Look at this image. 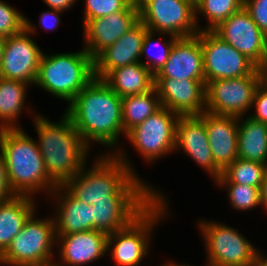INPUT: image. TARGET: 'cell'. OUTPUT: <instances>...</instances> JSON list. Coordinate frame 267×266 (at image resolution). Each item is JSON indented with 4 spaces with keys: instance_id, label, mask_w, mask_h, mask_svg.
Here are the masks:
<instances>
[{
    "instance_id": "5b68a950",
    "label": "cell",
    "mask_w": 267,
    "mask_h": 266,
    "mask_svg": "<svg viewBox=\"0 0 267 266\" xmlns=\"http://www.w3.org/2000/svg\"><path fill=\"white\" fill-rule=\"evenodd\" d=\"M94 78V59L84 48L54 55L43 52L34 85L69 104Z\"/></svg>"
},
{
    "instance_id": "f546056e",
    "label": "cell",
    "mask_w": 267,
    "mask_h": 266,
    "mask_svg": "<svg viewBox=\"0 0 267 266\" xmlns=\"http://www.w3.org/2000/svg\"><path fill=\"white\" fill-rule=\"evenodd\" d=\"M244 0H199L195 5V19L199 31H212L221 22L243 7ZM202 14L208 21V26H199L198 15ZM200 27V28H199Z\"/></svg>"
},
{
    "instance_id": "52a82bcc",
    "label": "cell",
    "mask_w": 267,
    "mask_h": 266,
    "mask_svg": "<svg viewBox=\"0 0 267 266\" xmlns=\"http://www.w3.org/2000/svg\"><path fill=\"white\" fill-rule=\"evenodd\" d=\"M34 212L23 229L13 238L0 256V264L7 266H52L56 246L53 217L37 219ZM53 260V261H52Z\"/></svg>"
},
{
    "instance_id": "1f68e13d",
    "label": "cell",
    "mask_w": 267,
    "mask_h": 266,
    "mask_svg": "<svg viewBox=\"0 0 267 266\" xmlns=\"http://www.w3.org/2000/svg\"><path fill=\"white\" fill-rule=\"evenodd\" d=\"M219 187H226L229 198V204L238 211L250 210L261 203L260 188L235 184V183H216Z\"/></svg>"
},
{
    "instance_id": "5bb4252c",
    "label": "cell",
    "mask_w": 267,
    "mask_h": 266,
    "mask_svg": "<svg viewBox=\"0 0 267 266\" xmlns=\"http://www.w3.org/2000/svg\"><path fill=\"white\" fill-rule=\"evenodd\" d=\"M223 41L245 55L256 67L265 63L267 36L242 7L212 30Z\"/></svg>"
},
{
    "instance_id": "e575fe53",
    "label": "cell",
    "mask_w": 267,
    "mask_h": 266,
    "mask_svg": "<svg viewBox=\"0 0 267 266\" xmlns=\"http://www.w3.org/2000/svg\"><path fill=\"white\" fill-rule=\"evenodd\" d=\"M243 7L254 23L267 36V0H244Z\"/></svg>"
},
{
    "instance_id": "ba28073f",
    "label": "cell",
    "mask_w": 267,
    "mask_h": 266,
    "mask_svg": "<svg viewBox=\"0 0 267 266\" xmlns=\"http://www.w3.org/2000/svg\"><path fill=\"white\" fill-rule=\"evenodd\" d=\"M200 221L207 261L213 266H249L261 253L238 229L217 221Z\"/></svg>"
},
{
    "instance_id": "8d00e7d4",
    "label": "cell",
    "mask_w": 267,
    "mask_h": 266,
    "mask_svg": "<svg viewBox=\"0 0 267 266\" xmlns=\"http://www.w3.org/2000/svg\"><path fill=\"white\" fill-rule=\"evenodd\" d=\"M16 196L10 185L4 156L0 152V201L9 200Z\"/></svg>"
},
{
    "instance_id": "f6af8a7d",
    "label": "cell",
    "mask_w": 267,
    "mask_h": 266,
    "mask_svg": "<svg viewBox=\"0 0 267 266\" xmlns=\"http://www.w3.org/2000/svg\"><path fill=\"white\" fill-rule=\"evenodd\" d=\"M189 1H191L194 5H196L199 0H189Z\"/></svg>"
},
{
    "instance_id": "44dd1931",
    "label": "cell",
    "mask_w": 267,
    "mask_h": 266,
    "mask_svg": "<svg viewBox=\"0 0 267 266\" xmlns=\"http://www.w3.org/2000/svg\"><path fill=\"white\" fill-rule=\"evenodd\" d=\"M199 117L205 122L213 161L223 171L238 158V117L207 111Z\"/></svg>"
},
{
    "instance_id": "7c38bea8",
    "label": "cell",
    "mask_w": 267,
    "mask_h": 266,
    "mask_svg": "<svg viewBox=\"0 0 267 266\" xmlns=\"http://www.w3.org/2000/svg\"><path fill=\"white\" fill-rule=\"evenodd\" d=\"M34 25L25 18V29L6 38L0 62V77L35 84L43 50L30 37L37 32Z\"/></svg>"
},
{
    "instance_id": "7bdbcfd3",
    "label": "cell",
    "mask_w": 267,
    "mask_h": 266,
    "mask_svg": "<svg viewBox=\"0 0 267 266\" xmlns=\"http://www.w3.org/2000/svg\"><path fill=\"white\" fill-rule=\"evenodd\" d=\"M6 37L0 35V62L3 57Z\"/></svg>"
},
{
    "instance_id": "ab89813d",
    "label": "cell",
    "mask_w": 267,
    "mask_h": 266,
    "mask_svg": "<svg viewBox=\"0 0 267 266\" xmlns=\"http://www.w3.org/2000/svg\"><path fill=\"white\" fill-rule=\"evenodd\" d=\"M260 86L267 91V64L264 63L263 65L257 67Z\"/></svg>"
},
{
    "instance_id": "4316f807",
    "label": "cell",
    "mask_w": 267,
    "mask_h": 266,
    "mask_svg": "<svg viewBox=\"0 0 267 266\" xmlns=\"http://www.w3.org/2000/svg\"><path fill=\"white\" fill-rule=\"evenodd\" d=\"M29 84L0 77V129L22 128L17 120L25 108Z\"/></svg>"
},
{
    "instance_id": "d6a6232c",
    "label": "cell",
    "mask_w": 267,
    "mask_h": 266,
    "mask_svg": "<svg viewBox=\"0 0 267 266\" xmlns=\"http://www.w3.org/2000/svg\"><path fill=\"white\" fill-rule=\"evenodd\" d=\"M25 16L17 9L0 0V35L9 37L25 29Z\"/></svg>"
},
{
    "instance_id": "f1b7e54d",
    "label": "cell",
    "mask_w": 267,
    "mask_h": 266,
    "mask_svg": "<svg viewBox=\"0 0 267 266\" xmlns=\"http://www.w3.org/2000/svg\"><path fill=\"white\" fill-rule=\"evenodd\" d=\"M267 171V164L237 158L227 166L216 183H235L261 189Z\"/></svg>"
},
{
    "instance_id": "484cf974",
    "label": "cell",
    "mask_w": 267,
    "mask_h": 266,
    "mask_svg": "<svg viewBox=\"0 0 267 266\" xmlns=\"http://www.w3.org/2000/svg\"><path fill=\"white\" fill-rule=\"evenodd\" d=\"M238 117V158L267 164V124Z\"/></svg>"
},
{
    "instance_id": "4fadbf2b",
    "label": "cell",
    "mask_w": 267,
    "mask_h": 266,
    "mask_svg": "<svg viewBox=\"0 0 267 266\" xmlns=\"http://www.w3.org/2000/svg\"><path fill=\"white\" fill-rule=\"evenodd\" d=\"M205 84L217 79L252 75L257 67L213 31H200Z\"/></svg>"
},
{
    "instance_id": "836d02e7",
    "label": "cell",
    "mask_w": 267,
    "mask_h": 266,
    "mask_svg": "<svg viewBox=\"0 0 267 266\" xmlns=\"http://www.w3.org/2000/svg\"><path fill=\"white\" fill-rule=\"evenodd\" d=\"M83 20L106 17L114 12L123 10L130 0H84Z\"/></svg>"
},
{
    "instance_id": "d4e9b609",
    "label": "cell",
    "mask_w": 267,
    "mask_h": 266,
    "mask_svg": "<svg viewBox=\"0 0 267 266\" xmlns=\"http://www.w3.org/2000/svg\"><path fill=\"white\" fill-rule=\"evenodd\" d=\"M103 81L120 97L146 93L154 88L155 75L141 62L112 70Z\"/></svg>"
},
{
    "instance_id": "cb8c5ba5",
    "label": "cell",
    "mask_w": 267,
    "mask_h": 266,
    "mask_svg": "<svg viewBox=\"0 0 267 266\" xmlns=\"http://www.w3.org/2000/svg\"><path fill=\"white\" fill-rule=\"evenodd\" d=\"M35 210L34 198L30 196H16L0 201V256Z\"/></svg>"
},
{
    "instance_id": "60d3db41",
    "label": "cell",
    "mask_w": 267,
    "mask_h": 266,
    "mask_svg": "<svg viewBox=\"0 0 267 266\" xmlns=\"http://www.w3.org/2000/svg\"><path fill=\"white\" fill-rule=\"evenodd\" d=\"M260 194H261V203L262 207L265 208V211L267 210V171L265 178L262 182L261 189H260Z\"/></svg>"
},
{
    "instance_id": "9c48e42d",
    "label": "cell",
    "mask_w": 267,
    "mask_h": 266,
    "mask_svg": "<svg viewBox=\"0 0 267 266\" xmlns=\"http://www.w3.org/2000/svg\"><path fill=\"white\" fill-rule=\"evenodd\" d=\"M139 20L155 33L176 37L197 35L195 5L189 0H141Z\"/></svg>"
},
{
    "instance_id": "74e56055",
    "label": "cell",
    "mask_w": 267,
    "mask_h": 266,
    "mask_svg": "<svg viewBox=\"0 0 267 266\" xmlns=\"http://www.w3.org/2000/svg\"><path fill=\"white\" fill-rule=\"evenodd\" d=\"M60 13L63 12L51 8H49L48 11L41 13L39 19L40 26H42L45 30L53 31V29L57 28L60 25Z\"/></svg>"
},
{
    "instance_id": "7402d4cb",
    "label": "cell",
    "mask_w": 267,
    "mask_h": 266,
    "mask_svg": "<svg viewBox=\"0 0 267 266\" xmlns=\"http://www.w3.org/2000/svg\"><path fill=\"white\" fill-rule=\"evenodd\" d=\"M50 196L58 202L53 216L56 236L93 230L92 205L74 197L63 185L57 186Z\"/></svg>"
},
{
    "instance_id": "e0dca14e",
    "label": "cell",
    "mask_w": 267,
    "mask_h": 266,
    "mask_svg": "<svg viewBox=\"0 0 267 266\" xmlns=\"http://www.w3.org/2000/svg\"><path fill=\"white\" fill-rule=\"evenodd\" d=\"M175 151L182 150L193 159L212 179L222 171L213 161L205 122L199 116H180L176 123Z\"/></svg>"
},
{
    "instance_id": "ac0fdd59",
    "label": "cell",
    "mask_w": 267,
    "mask_h": 266,
    "mask_svg": "<svg viewBox=\"0 0 267 266\" xmlns=\"http://www.w3.org/2000/svg\"><path fill=\"white\" fill-rule=\"evenodd\" d=\"M107 238V234L97 230L56 236V246L60 247L58 248L60 263L55 259L53 265L83 266L96 262L108 253Z\"/></svg>"
},
{
    "instance_id": "8992f818",
    "label": "cell",
    "mask_w": 267,
    "mask_h": 266,
    "mask_svg": "<svg viewBox=\"0 0 267 266\" xmlns=\"http://www.w3.org/2000/svg\"><path fill=\"white\" fill-rule=\"evenodd\" d=\"M167 202L154 199L126 227L108 235L107 252L117 266H139L148 256L153 229L168 214Z\"/></svg>"
},
{
    "instance_id": "4dcf8cb0",
    "label": "cell",
    "mask_w": 267,
    "mask_h": 266,
    "mask_svg": "<svg viewBox=\"0 0 267 266\" xmlns=\"http://www.w3.org/2000/svg\"><path fill=\"white\" fill-rule=\"evenodd\" d=\"M157 35H158V33L151 32V31H148L145 34L143 44H142L141 56H140V59L142 57H145V58L147 57V61L145 60V62H143V61H140V62L146 68H148L154 75H156L161 70V68L164 66V64L167 62L170 50H171L175 40L178 38V37L171 35V34L159 33V35L161 37L159 36L158 40L155 39L157 41L156 42L153 38ZM167 35L170 36V37L168 36L169 40L165 39V41H163L162 36H167ZM153 42L154 43L156 42V44L160 45V47H158L160 49L158 50V52H156L154 54H152V52L150 53V51L153 50L152 48H154ZM156 44H154V45H156ZM156 51H157V49H156Z\"/></svg>"
},
{
    "instance_id": "d590c367",
    "label": "cell",
    "mask_w": 267,
    "mask_h": 266,
    "mask_svg": "<svg viewBox=\"0 0 267 266\" xmlns=\"http://www.w3.org/2000/svg\"><path fill=\"white\" fill-rule=\"evenodd\" d=\"M255 108V113L249 115L255 120L261 121L267 124V91L260 85L257 88L252 104V108Z\"/></svg>"
},
{
    "instance_id": "bcb514c9",
    "label": "cell",
    "mask_w": 267,
    "mask_h": 266,
    "mask_svg": "<svg viewBox=\"0 0 267 266\" xmlns=\"http://www.w3.org/2000/svg\"><path fill=\"white\" fill-rule=\"evenodd\" d=\"M131 2L138 4L141 0H130Z\"/></svg>"
},
{
    "instance_id": "6da1fadb",
    "label": "cell",
    "mask_w": 267,
    "mask_h": 266,
    "mask_svg": "<svg viewBox=\"0 0 267 266\" xmlns=\"http://www.w3.org/2000/svg\"><path fill=\"white\" fill-rule=\"evenodd\" d=\"M125 154L120 149L105 155L101 152L92 167L85 165L63 186L90 205L101 201H167L160 190L138 177Z\"/></svg>"
},
{
    "instance_id": "f35d334b",
    "label": "cell",
    "mask_w": 267,
    "mask_h": 266,
    "mask_svg": "<svg viewBox=\"0 0 267 266\" xmlns=\"http://www.w3.org/2000/svg\"><path fill=\"white\" fill-rule=\"evenodd\" d=\"M78 0H43V2L51 9L64 12L72 8Z\"/></svg>"
},
{
    "instance_id": "83f0119b",
    "label": "cell",
    "mask_w": 267,
    "mask_h": 266,
    "mask_svg": "<svg viewBox=\"0 0 267 266\" xmlns=\"http://www.w3.org/2000/svg\"><path fill=\"white\" fill-rule=\"evenodd\" d=\"M161 107L155 87L143 94L122 98V124L127 134Z\"/></svg>"
},
{
    "instance_id": "8fae6325",
    "label": "cell",
    "mask_w": 267,
    "mask_h": 266,
    "mask_svg": "<svg viewBox=\"0 0 267 266\" xmlns=\"http://www.w3.org/2000/svg\"><path fill=\"white\" fill-rule=\"evenodd\" d=\"M259 85L257 70L252 75L210 81L206 84L205 110L215 115L245 117Z\"/></svg>"
},
{
    "instance_id": "603a6c76",
    "label": "cell",
    "mask_w": 267,
    "mask_h": 266,
    "mask_svg": "<svg viewBox=\"0 0 267 266\" xmlns=\"http://www.w3.org/2000/svg\"><path fill=\"white\" fill-rule=\"evenodd\" d=\"M152 201H101L94 202L93 230L107 235L126 227Z\"/></svg>"
},
{
    "instance_id": "d6986e66",
    "label": "cell",
    "mask_w": 267,
    "mask_h": 266,
    "mask_svg": "<svg viewBox=\"0 0 267 266\" xmlns=\"http://www.w3.org/2000/svg\"><path fill=\"white\" fill-rule=\"evenodd\" d=\"M149 30L139 20L114 44L94 58L95 78L103 80L112 70L142 61L140 59L145 34Z\"/></svg>"
},
{
    "instance_id": "30bf717a",
    "label": "cell",
    "mask_w": 267,
    "mask_h": 266,
    "mask_svg": "<svg viewBox=\"0 0 267 266\" xmlns=\"http://www.w3.org/2000/svg\"><path fill=\"white\" fill-rule=\"evenodd\" d=\"M179 117L161 106L144 122L131 129L126 138L145 162L154 163V160L175 151L176 123Z\"/></svg>"
},
{
    "instance_id": "b9f144b4",
    "label": "cell",
    "mask_w": 267,
    "mask_h": 266,
    "mask_svg": "<svg viewBox=\"0 0 267 266\" xmlns=\"http://www.w3.org/2000/svg\"><path fill=\"white\" fill-rule=\"evenodd\" d=\"M263 254L260 253L249 266H267V257H264Z\"/></svg>"
},
{
    "instance_id": "9a60e30c",
    "label": "cell",
    "mask_w": 267,
    "mask_h": 266,
    "mask_svg": "<svg viewBox=\"0 0 267 266\" xmlns=\"http://www.w3.org/2000/svg\"><path fill=\"white\" fill-rule=\"evenodd\" d=\"M83 48L94 59L101 51L117 42L139 21L138 4L130 2L123 10L106 17L83 20Z\"/></svg>"
},
{
    "instance_id": "277c9868",
    "label": "cell",
    "mask_w": 267,
    "mask_h": 266,
    "mask_svg": "<svg viewBox=\"0 0 267 266\" xmlns=\"http://www.w3.org/2000/svg\"><path fill=\"white\" fill-rule=\"evenodd\" d=\"M0 152L4 156L10 185L17 196L51 195L57 185L46 173L36 140L22 128L0 129ZM35 193V194H34Z\"/></svg>"
},
{
    "instance_id": "7a4b0ae2",
    "label": "cell",
    "mask_w": 267,
    "mask_h": 266,
    "mask_svg": "<svg viewBox=\"0 0 267 266\" xmlns=\"http://www.w3.org/2000/svg\"><path fill=\"white\" fill-rule=\"evenodd\" d=\"M65 113L85 143L91 141L113 150L120 134L126 137L122 124V97L103 80L94 78L68 104Z\"/></svg>"
},
{
    "instance_id": "3957f363",
    "label": "cell",
    "mask_w": 267,
    "mask_h": 266,
    "mask_svg": "<svg viewBox=\"0 0 267 266\" xmlns=\"http://www.w3.org/2000/svg\"><path fill=\"white\" fill-rule=\"evenodd\" d=\"M35 114V115H34ZM33 115L38 135L37 146L41 152L46 173L57 185H64L87 162L90 148L64 113L59 122H52L44 115Z\"/></svg>"
},
{
    "instance_id": "ee69618b",
    "label": "cell",
    "mask_w": 267,
    "mask_h": 266,
    "mask_svg": "<svg viewBox=\"0 0 267 266\" xmlns=\"http://www.w3.org/2000/svg\"><path fill=\"white\" fill-rule=\"evenodd\" d=\"M207 262V264H206V266H213L212 264H210L208 261H206ZM161 266H190V265H186V264H182V265H180L179 263L178 264H176L175 262H165V264H163V265H161ZM191 266H193V265H191Z\"/></svg>"
},
{
    "instance_id": "2e32d148",
    "label": "cell",
    "mask_w": 267,
    "mask_h": 266,
    "mask_svg": "<svg viewBox=\"0 0 267 266\" xmlns=\"http://www.w3.org/2000/svg\"><path fill=\"white\" fill-rule=\"evenodd\" d=\"M160 104L179 116H199L205 110V80L155 78Z\"/></svg>"
},
{
    "instance_id": "ffe728a7",
    "label": "cell",
    "mask_w": 267,
    "mask_h": 266,
    "mask_svg": "<svg viewBox=\"0 0 267 266\" xmlns=\"http://www.w3.org/2000/svg\"><path fill=\"white\" fill-rule=\"evenodd\" d=\"M155 78L205 80L200 31L197 35L175 40L167 62Z\"/></svg>"
}]
</instances>
